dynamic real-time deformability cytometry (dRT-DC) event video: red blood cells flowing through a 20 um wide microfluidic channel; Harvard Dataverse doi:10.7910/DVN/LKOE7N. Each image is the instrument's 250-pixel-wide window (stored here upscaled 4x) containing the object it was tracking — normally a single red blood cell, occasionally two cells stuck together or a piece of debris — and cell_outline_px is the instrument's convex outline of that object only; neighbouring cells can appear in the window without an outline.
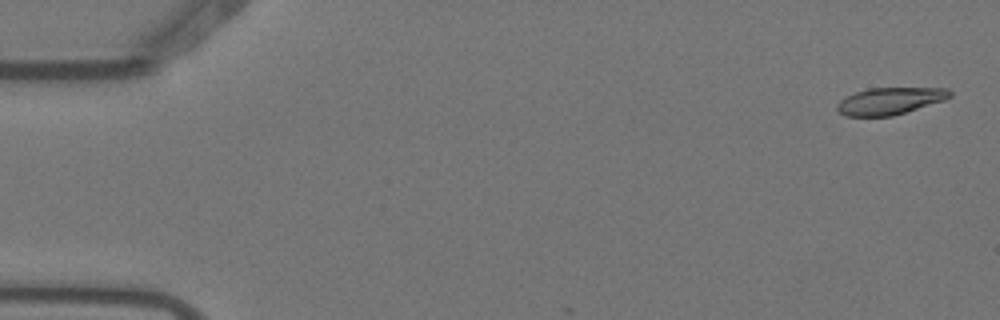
{"species": "Egyptian fruit bat (a non-hibernating species)", "species_latin": "Rousettus aegyptiacus", "temperature_condition": "warm", "stored_images_in_passage": 4, "camera_frame_rate_fps": 3000, "um_per_image_px": 0.085, "animal": {"sex": "female"}, "frame": {"image": 1, "passage_image": 1, "time_ms": 0.0, "image_size_px": [1000, 320], "cell_outline_px": [[952, 96], [944, 100], [892, 116], [844, 116], [836, 108], [836, 104], [840, 100], [856, 92], [868, 88], [948, 88], [952, 92]], "centroid_in_image_um": [75.64, 8.58], "position_along_channel_um": 9.4, "area_um2": 17.63}}